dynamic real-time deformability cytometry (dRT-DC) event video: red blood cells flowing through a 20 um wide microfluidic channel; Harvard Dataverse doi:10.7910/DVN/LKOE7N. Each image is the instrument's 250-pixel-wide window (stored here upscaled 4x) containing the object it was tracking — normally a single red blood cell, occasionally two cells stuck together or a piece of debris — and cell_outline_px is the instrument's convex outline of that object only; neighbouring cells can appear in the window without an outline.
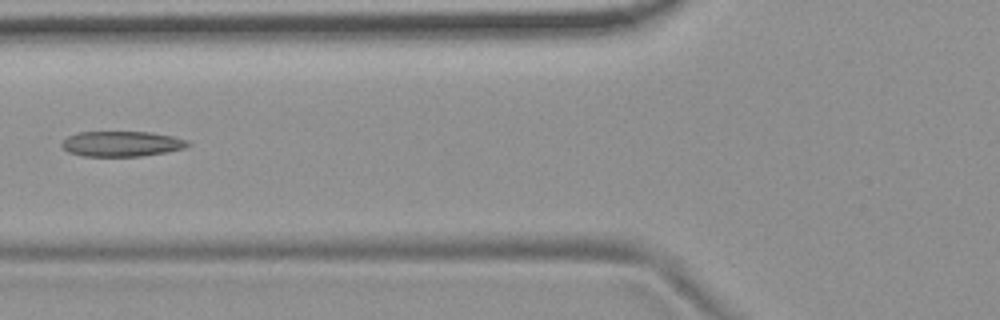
{"species": "common noctule bat (a hibernating species)", "species_latin": "Nyctalus noctula", "temperature_condition": "room temperature", "stored_images_in_passage": 12, "camera_frame_rate_fps": 3000, "um_per_image_px": 0.085, "animal": {"sex": "female", "body_mass_g": 19.9}, "frame": {"image": 1, "passage_image": 3, "time_ms": 0.667, "image_size_px": [1000, 320], "cell_outline_px": [[192, 144], [184, 148], [164, 152], [140, 156], [84, 156], [68, 152], [60, 144], [68, 136], [80, 132], [152, 132], [172, 136], [188, 140]], "centroid_in_image_um": [10.35, 12.22], "position_along_channel_um": 115.4, "area_um2": 18.5}}
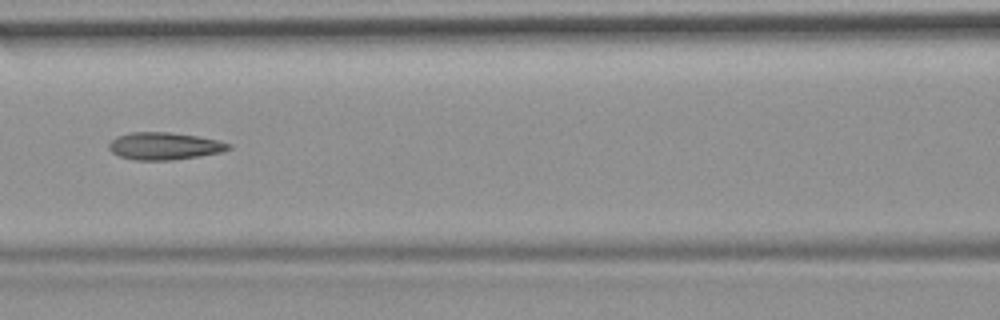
{"frame": {"image": 2, "passage_image": 4, "time_ms": 1.0, "image_size_px": [1000, 320], "cell_outline_px": [[232, 148], [224, 152], [200, 156], [172, 160], [136, 160], [120, 156], [112, 152], [108, 148], [108, 144], [116, 136], [132, 132], [168, 132], [196, 136], [216, 140], [232, 144]], "centroid_in_image_um": [13.99, 12.42], "position_along_channel_um": 152.6, "area_um2": 19.07}}